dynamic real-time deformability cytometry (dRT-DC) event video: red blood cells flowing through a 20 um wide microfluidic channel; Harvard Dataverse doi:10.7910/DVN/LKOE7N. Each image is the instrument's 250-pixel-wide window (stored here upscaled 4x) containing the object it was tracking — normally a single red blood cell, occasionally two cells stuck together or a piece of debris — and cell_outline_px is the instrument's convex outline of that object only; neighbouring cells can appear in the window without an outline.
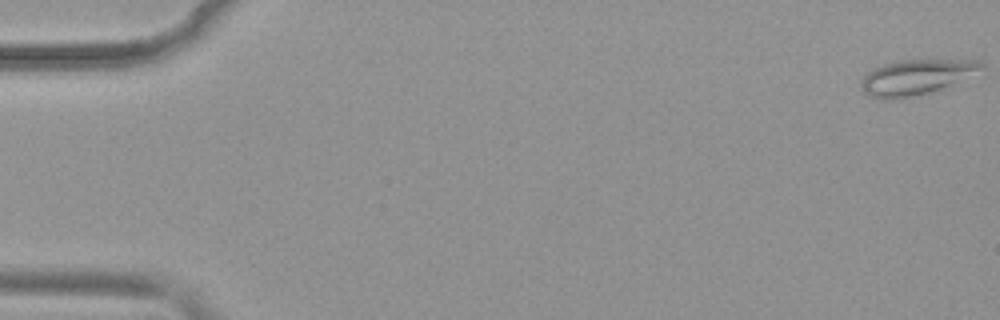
{"species": "common noctule bat (a hibernating species)", "species_latin": "Nyctalus noctula", "temperature_condition": "warm", "stored_images_in_passage": 52, "camera_frame_rate_fps": 3000, "um_per_image_px": 0.085, "animal": {"sex": "female", "body_mass_g": 19.9}, "frame": {"image": 1, "passage_image": 1, "time_ms": 0.0, "image_size_px": [1000, 320], "cell_outline_px": [[984, 76], [952, 88], [900, 100], [884, 100], [868, 96], [860, 88], [860, 80], [872, 68], [896, 60], [980, 60], [984, 64]], "centroid_in_image_um": [78.07, 6.6], "position_along_channel_um": 6.9, "area_um2": 26.76}}
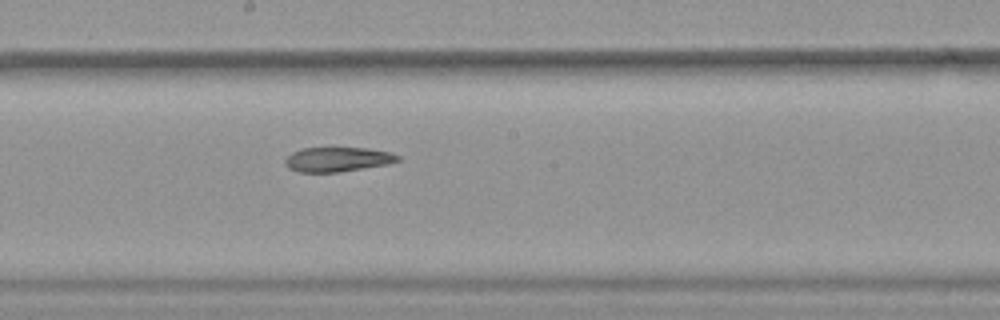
{"frame": {"image": 2, "passage_image": 29, "time_ms": 9.333, "image_size_px": [1000, 320], "cell_outline_px": [[400, 160], [388, 164], [340, 172], [296, 172], [288, 168], [284, 164], [284, 160], [292, 152], [300, 148], [368, 148], [392, 152], [400, 156]], "centroid_in_image_um": [28.68, 13.55], "position_along_channel_um": 219.5, "area_um2": 16.3}}
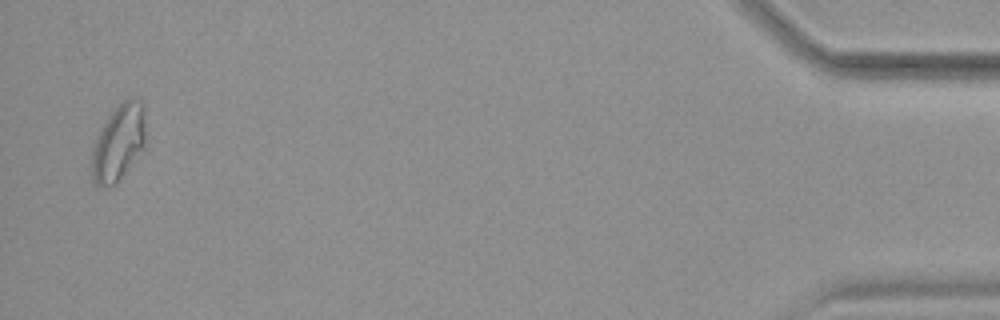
{"frame": {"image": 3, "passage_image": 51, "time_ms": 16.667, "image_size_px": [1000, 320], "cell_outline_px": [[148, 144], [116, 184], [108, 188], [100, 188], [92, 180], [92, 144], [100, 128], [108, 116], [128, 96], [132, 96], [140, 100], [144, 104]], "centroid_in_image_um": [10.12, 12.12], "position_along_channel_um": 425.1, "area_um2": 24.97}}